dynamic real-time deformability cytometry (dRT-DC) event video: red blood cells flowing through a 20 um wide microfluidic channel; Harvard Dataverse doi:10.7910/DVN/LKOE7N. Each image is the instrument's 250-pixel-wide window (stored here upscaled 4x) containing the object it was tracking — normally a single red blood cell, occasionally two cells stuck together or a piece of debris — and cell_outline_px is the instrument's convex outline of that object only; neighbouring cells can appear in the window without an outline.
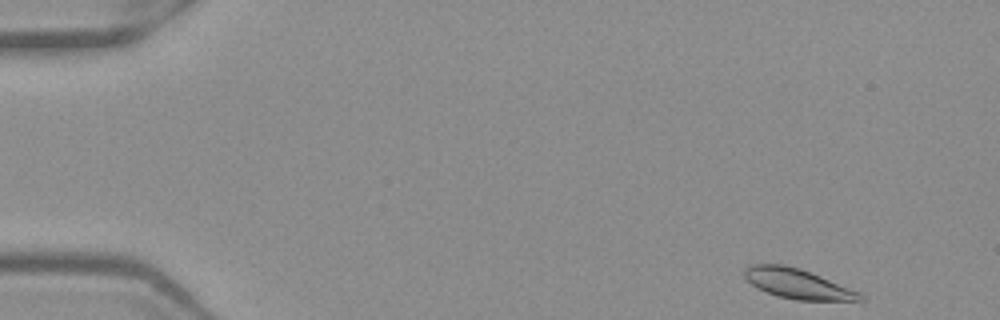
{"species": "Egyptian fruit bat (a non-hibernating species)", "species_latin": "Rousettus aegyptiacus", "temperature_condition": "warm", "stored_images_in_passage": 49, "camera_frame_rate_fps": 3000, "um_per_image_px": 0.085, "frame": {"image": 1, "passage_image": 1, "time_ms": 0.0, "image_size_px": [1000, 320], "cell_outline_px": [[868, 300], [796, 300], [776, 296], [756, 288], [744, 276], [744, 268], [752, 264], [784, 264], [800, 268], [860, 292]], "centroid_in_image_um": [67.78, 24.11], "position_along_channel_um": 17.2, "area_um2": 20.11}}
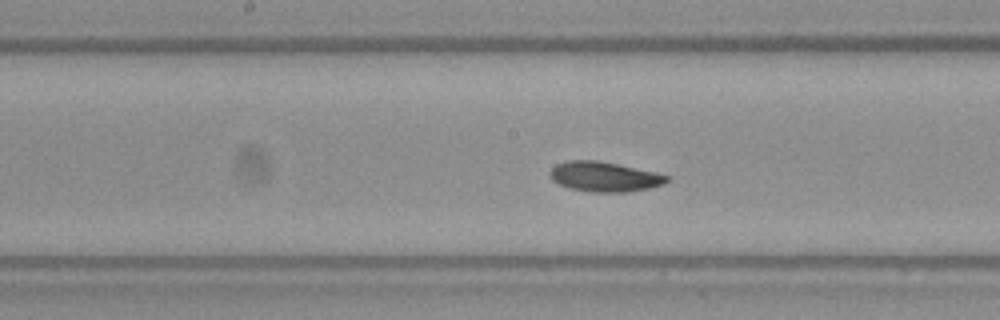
{"frame": {"image": 2, "passage_image": 24, "time_ms": 7.667, "image_size_px": [1000, 320], "cell_outline_px": [[672, 176], [664, 184], [648, 188], [628, 192], [592, 192], [568, 188], [552, 180], [552, 168], [556, 164], [568, 160], [596, 160], [656, 172]], "centroid_in_image_um": [51.41, 15.02], "position_along_channel_um": 196.8, "area_um2": 20.23}}
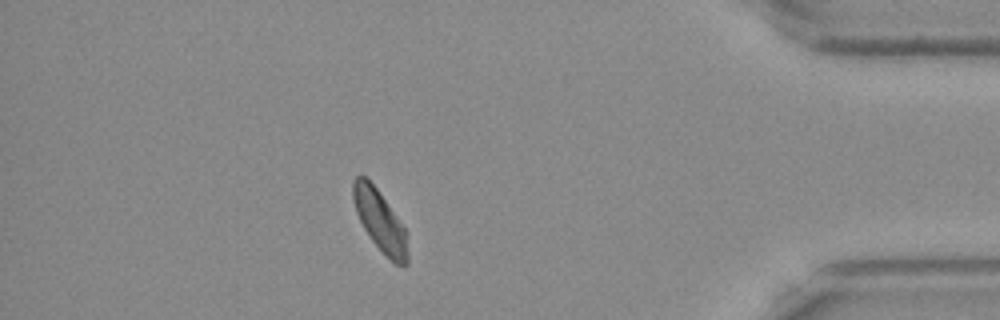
{"frame": {"image": 3, "passage_image": 43, "time_ms": 14.0, "image_size_px": [1000, 320], "cell_outline_px": [[408, 264], [404, 268], [396, 264], [372, 240], [364, 228], [356, 212], [352, 196], [352, 180], [356, 176], [364, 176], [376, 188], [396, 216], [404, 228], [408, 256]], "centroid_in_image_um": [32.28, 18.76], "position_along_channel_um": 402.9, "area_um2": 18.79}, "authors_computed_cell_mechanics": {"area_um2": 20.23, "velocity_mm_per_s": 3.8785, "shape_relaxation_time_tau1_ms": 2.5201, "shape_relaxation_time_tau2_ms": 2.3803, "deformation_change_tau1": 0.1216, "deformation_change_tau2": 0.0759}}